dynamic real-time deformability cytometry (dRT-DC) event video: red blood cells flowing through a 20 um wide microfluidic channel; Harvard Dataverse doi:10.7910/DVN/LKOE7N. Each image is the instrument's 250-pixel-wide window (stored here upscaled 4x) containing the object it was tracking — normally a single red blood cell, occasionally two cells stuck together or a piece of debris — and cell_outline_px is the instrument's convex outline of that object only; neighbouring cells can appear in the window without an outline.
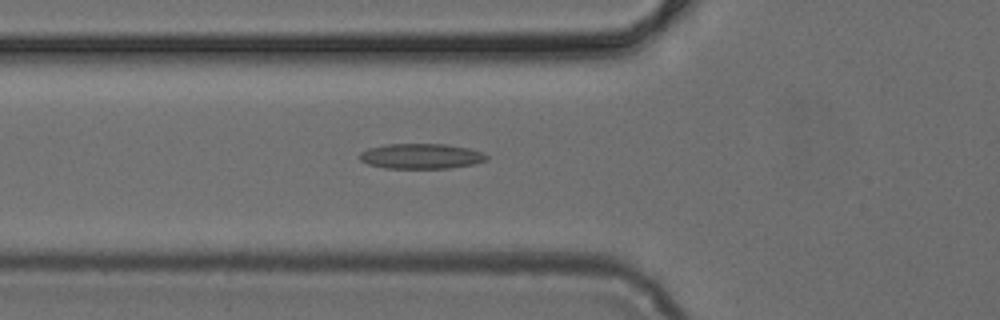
{"species": "common noctule bat (a hibernating species)", "species_latin": "Nyctalus noctula", "temperature_condition": "cold", "stored_images_in_passage": 37, "camera_frame_rate_fps": 3000, "um_per_image_px": 0.085, "animal": {"sex": "female", "body_mass_g": 24.6, "forearm_length_mm": 56.2}, "frame": {"image": 1, "passage_image": 5, "time_ms": 1.333, "image_size_px": [1000, 320], "cell_outline_px": [[488, 160], [472, 164], [448, 168], [384, 168], [368, 164], [360, 160], [360, 152], [368, 148], [384, 144], [444, 144], [468, 148], [480, 152], [488, 156]], "centroid_in_image_um": [35.76, 13.27], "position_along_channel_um": 90.0, "area_um2": 18.55}}
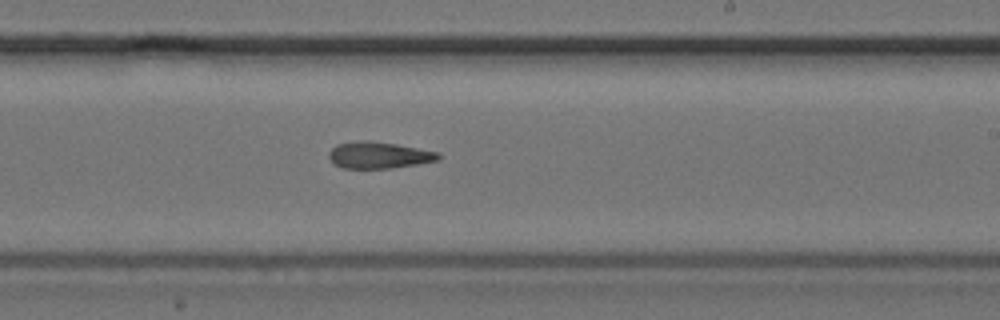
{"frame": {"image": 2, "passage_image": 17, "time_ms": 5.333, "image_size_px": [1000, 320], "cell_outline_px": [[440, 160], [392, 168], [344, 168], [336, 164], [328, 156], [328, 152], [336, 144], [360, 140], [368, 140], [396, 144], [440, 152]], "centroid_in_image_um": [32.22, 13.17], "position_along_channel_um": 256.8, "area_um2": 16.94}}
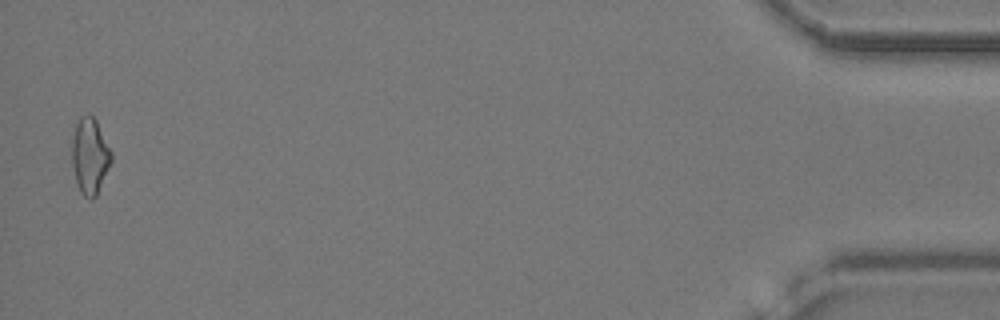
{"frame": {"image": 3, "passage_image": 36, "time_ms": 11.667, "image_size_px": [1000, 320], "cell_outline_px": [[112, 160], [96, 196], [92, 200], [84, 196], [80, 192], [76, 180], [72, 164], [72, 140], [76, 124], [80, 116], [92, 116], [96, 120], [112, 152]], "centroid_in_image_um": [7.64, 13.28], "position_along_channel_um": 427.6, "area_um2": 17.22}}